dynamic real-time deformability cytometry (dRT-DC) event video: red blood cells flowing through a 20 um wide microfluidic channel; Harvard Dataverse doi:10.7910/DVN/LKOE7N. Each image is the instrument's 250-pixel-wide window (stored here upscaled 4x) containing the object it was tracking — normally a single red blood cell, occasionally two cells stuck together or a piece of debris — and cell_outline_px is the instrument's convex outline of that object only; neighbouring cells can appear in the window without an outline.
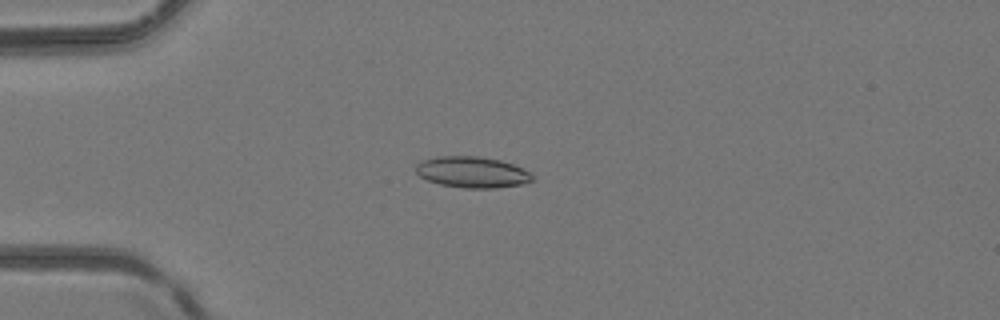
{"species": "common noctule bat (a hibernating species)", "species_latin": "Nyctalus noctula", "temperature_condition": "room temperature", "stored_images_in_passage": 4, "camera_frame_rate_fps": 3000, "um_per_image_px": 0.085, "animal": {"sex": "female", "body_mass_g": 24.6, "forearm_length_mm": 56.2}, "frame": {"image": 1, "passage_image": 4, "time_ms": 1.0, "image_size_px": [1000, 320], "cell_outline_px": [[536, 176], [532, 180], [524, 184], [496, 188], [464, 188], [440, 184], [428, 180], [420, 176], [416, 172], [416, 164], [424, 160], [436, 156], [480, 156], [500, 160], [524, 168]], "centroid_in_image_um": [40.18, 14.63], "position_along_channel_um": 44.8, "area_um2": 21.27}}